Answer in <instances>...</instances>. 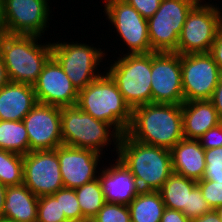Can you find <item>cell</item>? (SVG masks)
I'll return each instance as SVG.
<instances>
[{
	"label": "cell",
	"mask_w": 222,
	"mask_h": 222,
	"mask_svg": "<svg viewBox=\"0 0 222 222\" xmlns=\"http://www.w3.org/2000/svg\"><path fill=\"white\" fill-rule=\"evenodd\" d=\"M126 133L141 143L170 150L184 138L182 104L149 103L133 108Z\"/></svg>",
	"instance_id": "obj_1"
},
{
	"label": "cell",
	"mask_w": 222,
	"mask_h": 222,
	"mask_svg": "<svg viewBox=\"0 0 222 222\" xmlns=\"http://www.w3.org/2000/svg\"><path fill=\"white\" fill-rule=\"evenodd\" d=\"M118 158L131 171L141 191H159L173 173L170 150L121 135Z\"/></svg>",
	"instance_id": "obj_2"
},
{
	"label": "cell",
	"mask_w": 222,
	"mask_h": 222,
	"mask_svg": "<svg viewBox=\"0 0 222 222\" xmlns=\"http://www.w3.org/2000/svg\"><path fill=\"white\" fill-rule=\"evenodd\" d=\"M41 37L2 33L0 53L10 82L34 85L44 65L52 57L51 42L39 44Z\"/></svg>",
	"instance_id": "obj_3"
},
{
	"label": "cell",
	"mask_w": 222,
	"mask_h": 222,
	"mask_svg": "<svg viewBox=\"0 0 222 222\" xmlns=\"http://www.w3.org/2000/svg\"><path fill=\"white\" fill-rule=\"evenodd\" d=\"M105 73V74H104ZM78 92L76 105L97 120L125 134L132 120V109L107 71Z\"/></svg>",
	"instance_id": "obj_4"
},
{
	"label": "cell",
	"mask_w": 222,
	"mask_h": 222,
	"mask_svg": "<svg viewBox=\"0 0 222 222\" xmlns=\"http://www.w3.org/2000/svg\"><path fill=\"white\" fill-rule=\"evenodd\" d=\"M112 127L82 111L77 105L61 107L63 145L103 154L101 151L104 147L110 146L113 141L117 154L121 134Z\"/></svg>",
	"instance_id": "obj_5"
},
{
	"label": "cell",
	"mask_w": 222,
	"mask_h": 222,
	"mask_svg": "<svg viewBox=\"0 0 222 222\" xmlns=\"http://www.w3.org/2000/svg\"><path fill=\"white\" fill-rule=\"evenodd\" d=\"M107 70L131 109L152 103L151 52L123 54Z\"/></svg>",
	"instance_id": "obj_6"
},
{
	"label": "cell",
	"mask_w": 222,
	"mask_h": 222,
	"mask_svg": "<svg viewBox=\"0 0 222 222\" xmlns=\"http://www.w3.org/2000/svg\"><path fill=\"white\" fill-rule=\"evenodd\" d=\"M202 2L200 0L191 9L182 27L176 49L180 55L209 53L222 26V10L219 6Z\"/></svg>",
	"instance_id": "obj_7"
},
{
	"label": "cell",
	"mask_w": 222,
	"mask_h": 222,
	"mask_svg": "<svg viewBox=\"0 0 222 222\" xmlns=\"http://www.w3.org/2000/svg\"><path fill=\"white\" fill-rule=\"evenodd\" d=\"M200 0H162L156 13L147 19L153 52H175L188 13Z\"/></svg>",
	"instance_id": "obj_8"
},
{
	"label": "cell",
	"mask_w": 222,
	"mask_h": 222,
	"mask_svg": "<svg viewBox=\"0 0 222 222\" xmlns=\"http://www.w3.org/2000/svg\"><path fill=\"white\" fill-rule=\"evenodd\" d=\"M51 47L52 57L62 67L78 92L103 74L97 67L105 57V52L101 51V48L91 47L81 42L64 41L63 43L53 42Z\"/></svg>",
	"instance_id": "obj_9"
},
{
	"label": "cell",
	"mask_w": 222,
	"mask_h": 222,
	"mask_svg": "<svg viewBox=\"0 0 222 222\" xmlns=\"http://www.w3.org/2000/svg\"><path fill=\"white\" fill-rule=\"evenodd\" d=\"M221 75L209 53L181 55L184 102L210 100Z\"/></svg>",
	"instance_id": "obj_10"
},
{
	"label": "cell",
	"mask_w": 222,
	"mask_h": 222,
	"mask_svg": "<svg viewBox=\"0 0 222 222\" xmlns=\"http://www.w3.org/2000/svg\"><path fill=\"white\" fill-rule=\"evenodd\" d=\"M104 13L129 48L128 54L153 52L148 34L147 19L125 0H104Z\"/></svg>",
	"instance_id": "obj_11"
},
{
	"label": "cell",
	"mask_w": 222,
	"mask_h": 222,
	"mask_svg": "<svg viewBox=\"0 0 222 222\" xmlns=\"http://www.w3.org/2000/svg\"><path fill=\"white\" fill-rule=\"evenodd\" d=\"M152 103L184 102L181 55L175 52H151Z\"/></svg>",
	"instance_id": "obj_12"
},
{
	"label": "cell",
	"mask_w": 222,
	"mask_h": 222,
	"mask_svg": "<svg viewBox=\"0 0 222 222\" xmlns=\"http://www.w3.org/2000/svg\"><path fill=\"white\" fill-rule=\"evenodd\" d=\"M49 0H4L3 32L42 36L48 28ZM43 33V34H42Z\"/></svg>",
	"instance_id": "obj_13"
},
{
	"label": "cell",
	"mask_w": 222,
	"mask_h": 222,
	"mask_svg": "<svg viewBox=\"0 0 222 222\" xmlns=\"http://www.w3.org/2000/svg\"><path fill=\"white\" fill-rule=\"evenodd\" d=\"M23 184L38 197L64 187L55 150L32 151L23 156Z\"/></svg>",
	"instance_id": "obj_14"
},
{
	"label": "cell",
	"mask_w": 222,
	"mask_h": 222,
	"mask_svg": "<svg viewBox=\"0 0 222 222\" xmlns=\"http://www.w3.org/2000/svg\"><path fill=\"white\" fill-rule=\"evenodd\" d=\"M29 139V152L54 150L63 145L61 107L37 103L23 118Z\"/></svg>",
	"instance_id": "obj_15"
},
{
	"label": "cell",
	"mask_w": 222,
	"mask_h": 222,
	"mask_svg": "<svg viewBox=\"0 0 222 222\" xmlns=\"http://www.w3.org/2000/svg\"><path fill=\"white\" fill-rule=\"evenodd\" d=\"M33 87L38 103L59 107L77 103V89L53 57L44 65Z\"/></svg>",
	"instance_id": "obj_16"
},
{
	"label": "cell",
	"mask_w": 222,
	"mask_h": 222,
	"mask_svg": "<svg viewBox=\"0 0 222 222\" xmlns=\"http://www.w3.org/2000/svg\"><path fill=\"white\" fill-rule=\"evenodd\" d=\"M54 150L59 160L64 188L75 189L98 178L97 165L103 154L66 145Z\"/></svg>",
	"instance_id": "obj_17"
},
{
	"label": "cell",
	"mask_w": 222,
	"mask_h": 222,
	"mask_svg": "<svg viewBox=\"0 0 222 222\" xmlns=\"http://www.w3.org/2000/svg\"><path fill=\"white\" fill-rule=\"evenodd\" d=\"M114 161L98 173L105 202L129 205L141 190L126 165L118 157Z\"/></svg>",
	"instance_id": "obj_18"
},
{
	"label": "cell",
	"mask_w": 222,
	"mask_h": 222,
	"mask_svg": "<svg viewBox=\"0 0 222 222\" xmlns=\"http://www.w3.org/2000/svg\"><path fill=\"white\" fill-rule=\"evenodd\" d=\"M37 103L32 85L9 82L0 89V120L23 121Z\"/></svg>",
	"instance_id": "obj_19"
},
{
	"label": "cell",
	"mask_w": 222,
	"mask_h": 222,
	"mask_svg": "<svg viewBox=\"0 0 222 222\" xmlns=\"http://www.w3.org/2000/svg\"><path fill=\"white\" fill-rule=\"evenodd\" d=\"M173 172L196 181L205 172V149L198 139L183 138L170 149Z\"/></svg>",
	"instance_id": "obj_20"
},
{
	"label": "cell",
	"mask_w": 222,
	"mask_h": 222,
	"mask_svg": "<svg viewBox=\"0 0 222 222\" xmlns=\"http://www.w3.org/2000/svg\"><path fill=\"white\" fill-rule=\"evenodd\" d=\"M220 122L217 111L210 100L188 101L182 103L183 136L198 139L207 130Z\"/></svg>",
	"instance_id": "obj_21"
},
{
	"label": "cell",
	"mask_w": 222,
	"mask_h": 222,
	"mask_svg": "<svg viewBox=\"0 0 222 222\" xmlns=\"http://www.w3.org/2000/svg\"><path fill=\"white\" fill-rule=\"evenodd\" d=\"M39 197L24 184L8 186L4 198V217L15 222H36Z\"/></svg>",
	"instance_id": "obj_22"
},
{
	"label": "cell",
	"mask_w": 222,
	"mask_h": 222,
	"mask_svg": "<svg viewBox=\"0 0 222 222\" xmlns=\"http://www.w3.org/2000/svg\"><path fill=\"white\" fill-rule=\"evenodd\" d=\"M197 181L173 172L160 188L165 208L184 211L188 207L189 194Z\"/></svg>",
	"instance_id": "obj_23"
},
{
	"label": "cell",
	"mask_w": 222,
	"mask_h": 222,
	"mask_svg": "<svg viewBox=\"0 0 222 222\" xmlns=\"http://www.w3.org/2000/svg\"><path fill=\"white\" fill-rule=\"evenodd\" d=\"M128 207L131 222H160L165 204L159 191H141Z\"/></svg>",
	"instance_id": "obj_24"
},
{
	"label": "cell",
	"mask_w": 222,
	"mask_h": 222,
	"mask_svg": "<svg viewBox=\"0 0 222 222\" xmlns=\"http://www.w3.org/2000/svg\"><path fill=\"white\" fill-rule=\"evenodd\" d=\"M0 149L19 155L29 153V139L23 121L0 120Z\"/></svg>",
	"instance_id": "obj_25"
},
{
	"label": "cell",
	"mask_w": 222,
	"mask_h": 222,
	"mask_svg": "<svg viewBox=\"0 0 222 222\" xmlns=\"http://www.w3.org/2000/svg\"><path fill=\"white\" fill-rule=\"evenodd\" d=\"M75 193L84 218L93 219L106 203L98 178L75 188Z\"/></svg>",
	"instance_id": "obj_26"
},
{
	"label": "cell",
	"mask_w": 222,
	"mask_h": 222,
	"mask_svg": "<svg viewBox=\"0 0 222 222\" xmlns=\"http://www.w3.org/2000/svg\"><path fill=\"white\" fill-rule=\"evenodd\" d=\"M0 183L6 187L23 184V155L0 149Z\"/></svg>",
	"instance_id": "obj_27"
},
{
	"label": "cell",
	"mask_w": 222,
	"mask_h": 222,
	"mask_svg": "<svg viewBox=\"0 0 222 222\" xmlns=\"http://www.w3.org/2000/svg\"><path fill=\"white\" fill-rule=\"evenodd\" d=\"M64 212L60 207V198L53 195L40 196L36 222H67Z\"/></svg>",
	"instance_id": "obj_28"
},
{
	"label": "cell",
	"mask_w": 222,
	"mask_h": 222,
	"mask_svg": "<svg viewBox=\"0 0 222 222\" xmlns=\"http://www.w3.org/2000/svg\"><path fill=\"white\" fill-rule=\"evenodd\" d=\"M55 198H60V207L68 220L83 219L82 211L75 193V189L61 188L54 194Z\"/></svg>",
	"instance_id": "obj_29"
},
{
	"label": "cell",
	"mask_w": 222,
	"mask_h": 222,
	"mask_svg": "<svg viewBox=\"0 0 222 222\" xmlns=\"http://www.w3.org/2000/svg\"><path fill=\"white\" fill-rule=\"evenodd\" d=\"M92 220L93 222H131L129 207L106 202Z\"/></svg>",
	"instance_id": "obj_30"
},
{
	"label": "cell",
	"mask_w": 222,
	"mask_h": 222,
	"mask_svg": "<svg viewBox=\"0 0 222 222\" xmlns=\"http://www.w3.org/2000/svg\"><path fill=\"white\" fill-rule=\"evenodd\" d=\"M205 172L202 179L222 182V147L205 149Z\"/></svg>",
	"instance_id": "obj_31"
},
{
	"label": "cell",
	"mask_w": 222,
	"mask_h": 222,
	"mask_svg": "<svg viewBox=\"0 0 222 222\" xmlns=\"http://www.w3.org/2000/svg\"><path fill=\"white\" fill-rule=\"evenodd\" d=\"M210 210L212 209L203 197L200 187L196 185L189 194L188 207L185 208L183 213L192 220L193 218L202 216Z\"/></svg>",
	"instance_id": "obj_32"
},
{
	"label": "cell",
	"mask_w": 222,
	"mask_h": 222,
	"mask_svg": "<svg viewBox=\"0 0 222 222\" xmlns=\"http://www.w3.org/2000/svg\"><path fill=\"white\" fill-rule=\"evenodd\" d=\"M197 185L211 209L214 210L222 206V182L201 179L197 181Z\"/></svg>",
	"instance_id": "obj_33"
},
{
	"label": "cell",
	"mask_w": 222,
	"mask_h": 222,
	"mask_svg": "<svg viewBox=\"0 0 222 222\" xmlns=\"http://www.w3.org/2000/svg\"><path fill=\"white\" fill-rule=\"evenodd\" d=\"M198 141L204 149L222 147V122L207 130Z\"/></svg>",
	"instance_id": "obj_34"
},
{
	"label": "cell",
	"mask_w": 222,
	"mask_h": 222,
	"mask_svg": "<svg viewBox=\"0 0 222 222\" xmlns=\"http://www.w3.org/2000/svg\"><path fill=\"white\" fill-rule=\"evenodd\" d=\"M145 19L152 17L159 9L162 0H125Z\"/></svg>",
	"instance_id": "obj_35"
},
{
	"label": "cell",
	"mask_w": 222,
	"mask_h": 222,
	"mask_svg": "<svg viewBox=\"0 0 222 222\" xmlns=\"http://www.w3.org/2000/svg\"><path fill=\"white\" fill-rule=\"evenodd\" d=\"M209 54L213 57L214 62L222 71V26L217 32L216 38L211 45Z\"/></svg>",
	"instance_id": "obj_36"
},
{
	"label": "cell",
	"mask_w": 222,
	"mask_h": 222,
	"mask_svg": "<svg viewBox=\"0 0 222 222\" xmlns=\"http://www.w3.org/2000/svg\"><path fill=\"white\" fill-rule=\"evenodd\" d=\"M160 222H191V220L182 211L165 208Z\"/></svg>",
	"instance_id": "obj_37"
},
{
	"label": "cell",
	"mask_w": 222,
	"mask_h": 222,
	"mask_svg": "<svg viewBox=\"0 0 222 222\" xmlns=\"http://www.w3.org/2000/svg\"><path fill=\"white\" fill-rule=\"evenodd\" d=\"M210 101L213 103L217 111L220 122H222V75L219 79L218 85L214 89Z\"/></svg>",
	"instance_id": "obj_38"
},
{
	"label": "cell",
	"mask_w": 222,
	"mask_h": 222,
	"mask_svg": "<svg viewBox=\"0 0 222 222\" xmlns=\"http://www.w3.org/2000/svg\"><path fill=\"white\" fill-rule=\"evenodd\" d=\"M191 222H222L215 210H210L202 216L193 218Z\"/></svg>",
	"instance_id": "obj_39"
},
{
	"label": "cell",
	"mask_w": 222,
	"mask_h": 222,
	"mask_svg": "<svg viewBox=\"0 0 222 222\" xmlns=\"http://www.w3.org/2000/svg\"><path fill=\"white\" fill-rule=\"evenodd\" d=\"M10 82L5 64L0 53V89Z\"/></svg>",
	"instance_id": "obj_40"
},
{
	"label": "cell",
	"mask_w": 222,
	"mask_h": 222,
	"mask_svg": "<svg viewBox=\"0 0 222 222\" xmlns=\"http://www.w3.org/2000/svg\"><path fill=\"white\" fill-rule=\"evenodd\" d=\"M6 186L0 183V219L4 217V198H5V191Z\"/></svg>",
	"instance_id": "obj_41"
},
{
	"label": "cell",
	"mask_w": 222,
	"mask_h": 222,
	"mask_svg": "<svg viewBox=\"0 0 222 222\" xmlns=\"http://www.w3.org/2000/svg\"><path fill=\"white\" fill-rule=\"evenodd\" d=\"M3 5H4V0H0V28L3 31Z\"/></svg>",
	"instance_id": "obj_42"
},
{
	"label": "cell",
	"mask_w": 222,
	"mask_h": 222,
	"mask_svg": "<svg viewBox=\"0 0 222 222\" xmlns=\"http://www.w3.org/2000/svg\"><path fill=\"white\" fill-rule=\"evenodd\" d=\"M67 222H93L92 219H88V218H83L80 220H68Z\"/></svg>",
	"instance_id": "obj_43"
},
{
	"label": "cell",
	"mask_w": 222,
	"mask_h": 222,
	"mask_svg": "<svg viewBox=\"0 0 222 222\" xmlns=\"http://www.w3.org/2000/svg\"><path fill=\"white\" fill-rule=\"evenodd\" d=\"M219 217V219L222 221V206L214 209Z\"/></svg>",
	"instance_id": "obj_44"
},
{
	"label": "cell",
	"mask_w": 222,
	"mask_h": 222,
	"mask_svg": "<svg viewBox=\"0 0 222 222\" xmlns=\"http://www.w3.org/2000/svg\"><path fill=\"white\" fill-rule=\"evenodd\" d=\"M0 222H15V221H11V220H8V219H5V218H2V219H0Z\"/></svg>",
	"instance_id": "obj_45"
},
{
	"label": "cell",
	"mask_w": 222,
	"mask_h": 222,
	"mask_svg": "<svg viewBox=\"0 0 222 222\" xmlns=\"http://www.w3.org/2000/svg\"><path fill=\"white\" fill-rule=\"evenodd\" d=\"M2 33H3V31H2V29L0 28V36L2 35Z\"/></svg>",
	"instance_id": "obj_46"
}]
</instances>
